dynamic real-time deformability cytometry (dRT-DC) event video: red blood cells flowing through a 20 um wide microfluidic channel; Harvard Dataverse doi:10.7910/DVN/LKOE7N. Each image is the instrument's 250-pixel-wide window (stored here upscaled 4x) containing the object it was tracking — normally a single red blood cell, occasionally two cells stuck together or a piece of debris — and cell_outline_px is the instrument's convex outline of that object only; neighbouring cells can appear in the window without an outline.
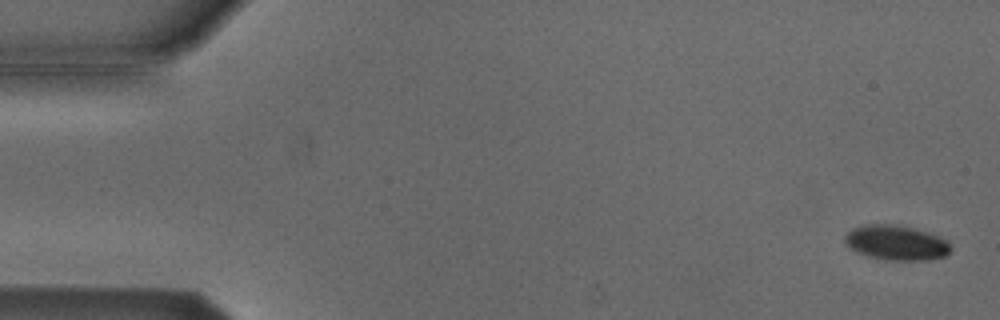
{"species": "Egyptian fruit bat (a non-hibernating species)", "species_latin": "Rousettus aegyptiacus", "temperature_condition": "cold", "stored_images_in_passage": 54, "camera_frame_rate_fps": 3000, "um_per_image_px": 0.085, "animal": {"sex": "male"}, "frame": {"image": 1, "passage_image": 2, "time_ms": 0.333, "image_size_px": [1000, 320], "cell_outline_px": [[952, 248], [944, 256], [928, 260], [884, 260], [868, 256], [856, 252], [844, 244], [844, 236], [852, 228], [868, 224], [892, 224], [912, 228], [948, 240]], "centroid_in_image_um": [76.13, 20.64], "position_along_channel_um": 8.9, "area_um2": 21.44}}
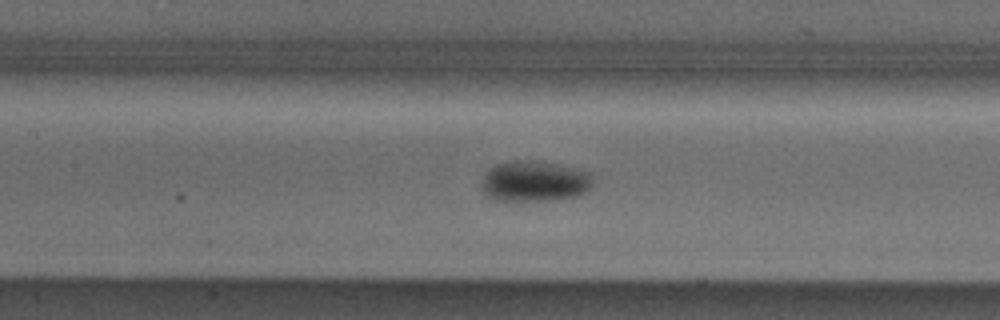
{"frame": {"image": 2, "passage_image": 25, "time_ms": 8.0, "image_size_px": [1000, 320], "cell_outline_px": [[592, 184], [580, 196], [552, 200], [496, 200], [488, 196], [480, 188], [480, 184], [484, 172], [496, 164], [516, 160], [532, 160], [556, 164], [576, 168], [592, 172]], "centroid_in_image_um": [45.41, 15.4], "position_along_channel_um": 162.0, "area_um2": 26.65}}
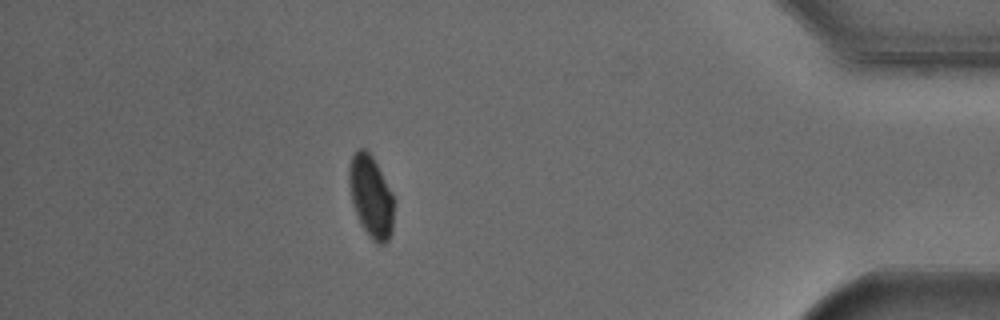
{"frame": {"image": 3, "passage_image": 48, "time_ms": 15.667, "image_size_px": [1000, 320], "cell_outline_px": [[392, 232], [388, 240], [384, 244], [376, 244], [372, 240], [360, 224], [352, 204], [348, 184], [348, 164], [356, 148], [368, 148], [392, 192]], "centroid_in_image_um": [31.49, 16.66], "position_along_channel_um": 403.7, "area_um2": 21.68}, "authors_computed_cell_mechanics": {"area_um2": 22.3686, "velocity_mm_per_s": 3.7794, "shape_relaxation_time_tau1_ms": 4.5516, "shape_relaxation_time_tau2_ms": null, "deformation_change_tau1": 0.102, "deformation_change_tau2": null}}